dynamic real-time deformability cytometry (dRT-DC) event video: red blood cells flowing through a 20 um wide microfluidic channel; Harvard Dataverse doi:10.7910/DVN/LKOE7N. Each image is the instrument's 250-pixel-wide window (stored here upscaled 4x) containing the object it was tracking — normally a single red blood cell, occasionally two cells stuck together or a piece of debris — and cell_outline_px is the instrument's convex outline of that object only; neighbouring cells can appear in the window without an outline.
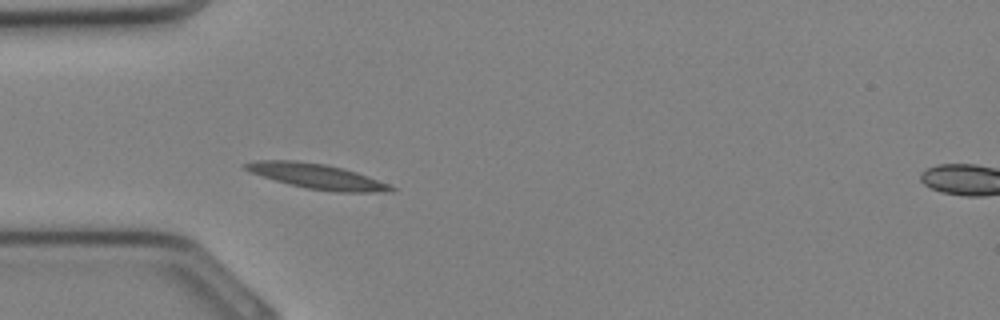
{"species": "Egyptian fruit bat (a non-hibernating species)", "species_latin": "Rousettus aegyptiacus", "temperature_condition": "cold", "stored_images_in_passage": 32, "camera_frame_rate_fps": 3000, "um_per_image_px": 0.085, "animal": {"sex": "female"}, "frame": {"image": 1, "passage_image": 8, "time_ms": 2.333, "image_size_px": [1000, 320], "cell_outline_px": [[396, 188], [392, 192], [336, 192], [308, 188], [276, 180], [248, 172], [244, 168], [244, 164], [256, 160], [296, 160], [328, 164], [356, 172], [388, 184]], "centroid_in_image_um": [26.93, 14.97], "position_along_channel_um": 58.1, "area_um2": 21.04}}
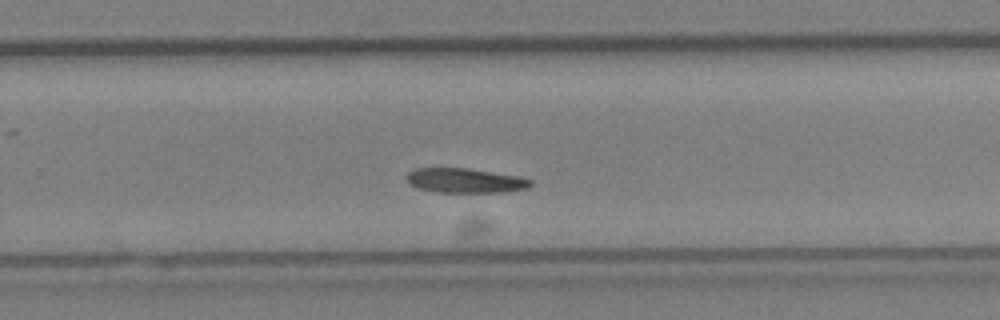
{"frame": {"image": 2, "passage_image": 20, "time_ms": 6.333, "image_size_px": [1000, 320], "cell_outline_px": [[532, 184], [528, 188], [500, 192], [436, 192], [420, 188], [408, 184], [404, 176], [408, 172], [416, 168], [468, 168], [516, 176], [532, 180]], "centroid_in_image_um": [39.47, 15.34], "position_along_channel_um": 290.3, "area_um2": 17.69}}
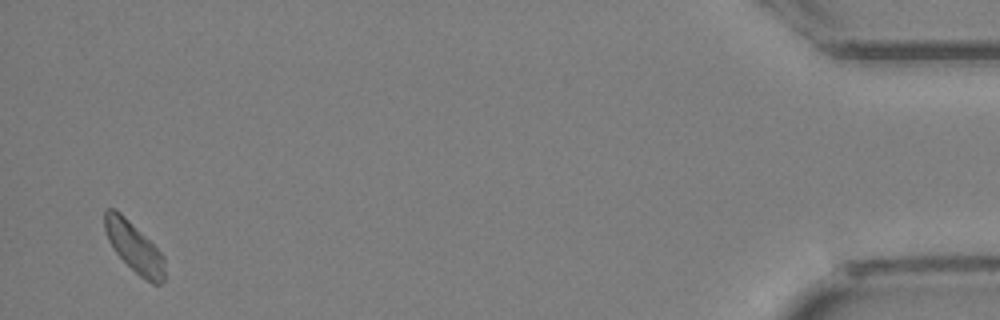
{"frame": {"image": 3, "passage_image": 31, "time_ms": 10.0, "image_size_px": [1000, 320], "cell_outline_px": [[164, 280], [160, 284], [152, 284], [140, 276], [116, 252], [108, 240], [104, 228], [104, 212], [108, 208], [112, 208], [120, 212], [164, 256]], "centroid_in_image_um": [11.39, 21.01], "position_along_channel_um": 423.8, "area_um2": 16.99}}